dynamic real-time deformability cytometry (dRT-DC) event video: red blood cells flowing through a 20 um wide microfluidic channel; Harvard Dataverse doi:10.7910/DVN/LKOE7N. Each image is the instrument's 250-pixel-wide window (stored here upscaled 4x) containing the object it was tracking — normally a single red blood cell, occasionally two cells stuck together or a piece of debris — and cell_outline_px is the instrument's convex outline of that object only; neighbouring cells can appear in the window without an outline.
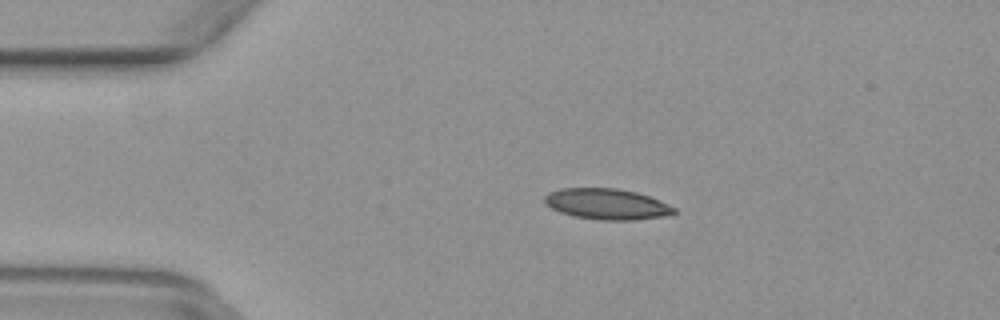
{"species": "common noctule bat (a hibernating species)", "species_latin": "Nyctalus noctula", "temperature_condition": "warm", "stored_images_in_passage": 49, "camera_frame_rate_fps": 3000, "um_per_image_px": 0.085, "animal": {"sex": "female", "body_mass_g": 29.2, "forearm_length_mm": 56.3}, "frame": {"image": 1, "passage_image": 9, "time_ms": 2.667, "image_size_px": [1000, 320], "cell_outline_px": [[676, 212], [664, 216], [636, 220], [600, 220], [572, 216], [560, 212], [544, 204], [544, 196], [548, 192], [560, 188], [616, 188], [636, 192], [660, 200], [676, 208]], "centroid_in_image_um": [51.55, 17.34], "position_along_channel_um": 33.4, "area_um2": 23.41}}
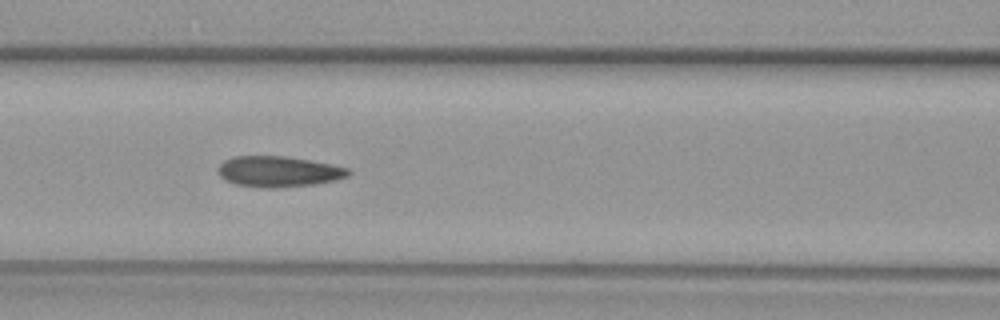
{"frame": {"image": 2, "passage_image": 20, "time_ms": 6.333, "image_size_px": [1000, 320], "cell_outline_px": [[352, 172], [348, 176], [336, 180], [316, 184], [276, 188], [260, 188], [236, 184], [224, 180], [220, 176], [216, 168], [224, 160], [232, 156], [288, 156], [332, 164], [348, 168]], "centroid_in_image_um": [23.66, 14.58], "position_along_channel_um": 142.9, "area_um2": 23.7}}
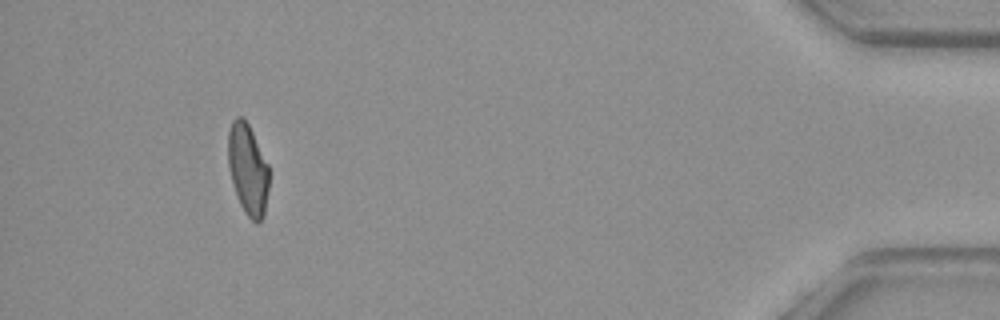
{"frame": {"image": 3, "passage_image": 45, "time_ms": 14.667, "image_size_px": [1000, 320], "cell_outline_px": [[268, 188], [264, 216], [256, 224], [244, 212], [240, 204], [228, 168], [228, 132], [232, 120], [236, 116], [240, 116], [248, 124], [268, 164]], "centroid_in_image_um": [21.06, 14.39], "position_along_channel_um": 414.1, "area_um2": 21.44}}